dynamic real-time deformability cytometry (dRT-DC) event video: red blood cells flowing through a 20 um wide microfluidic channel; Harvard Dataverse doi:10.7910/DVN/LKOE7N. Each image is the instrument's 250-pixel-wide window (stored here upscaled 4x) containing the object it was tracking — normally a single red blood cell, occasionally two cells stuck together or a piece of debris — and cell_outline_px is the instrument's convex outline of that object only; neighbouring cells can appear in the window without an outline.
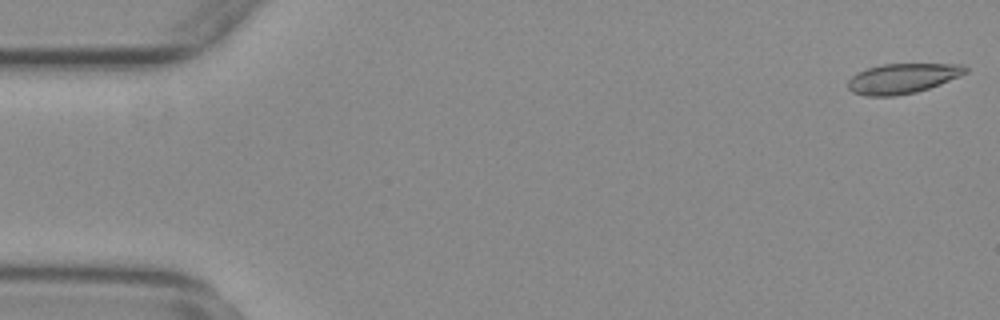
{"species": "common noctule bat (a hibernating species)", "species_latin": "Nyctalus noctula", "temperature_condition": "warm", "stored_images_in_passage": 37, "camera_frame_rate_fps": 3000, "um_per_image_px": 0.085, "animal": {"sex": "female", "body_mass_g": 29.2, "forearm_length_mm": 56.3}, "frame": {"image": 1, "passage_image": 1, "time_ms": 0.0, "image_size_px": [1000, 320], "cell_outline_px": [[968, 72], [960, 76], [940, 84], [916, 92], [892, 96], [864, 96], [852, 92], [848, 88], [848, 80], [856, 72], [880, 64], [964, 64], [968, 68]], "centroid_in_image_um": [76.7, 6.66], "position_along_channel_um": 8.3, "area_um2": 20.63}}
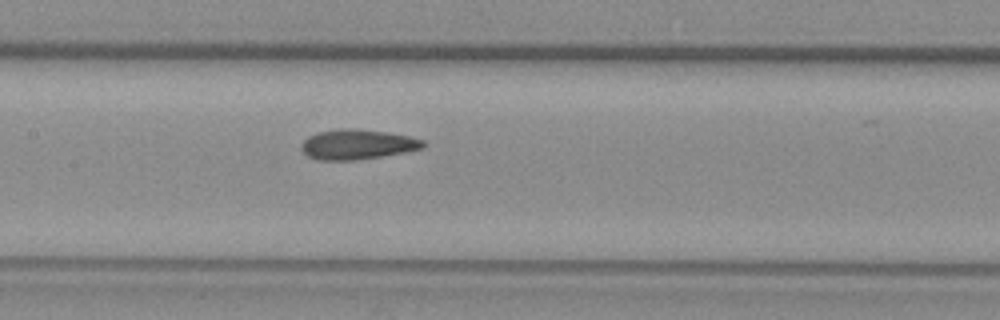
{"frame": {"image": 2, "passage_image": 26, "time_ms": 8.333, "image_size_px": [1000, 320], "cell_outline_px": [[428, 144], [424, 148], [404, 152], [356, 160], [316, 160], [308, 156], [300, 148], [304, 140], [308, 136], [316, 132], [340, 128], [356, 128], [388, 132], [408, 136], [424, 140]], "centroid_in_image_um": [30.38, 12.26], "position_along_channel_um": 177.0, "area_um2": 21.44}}
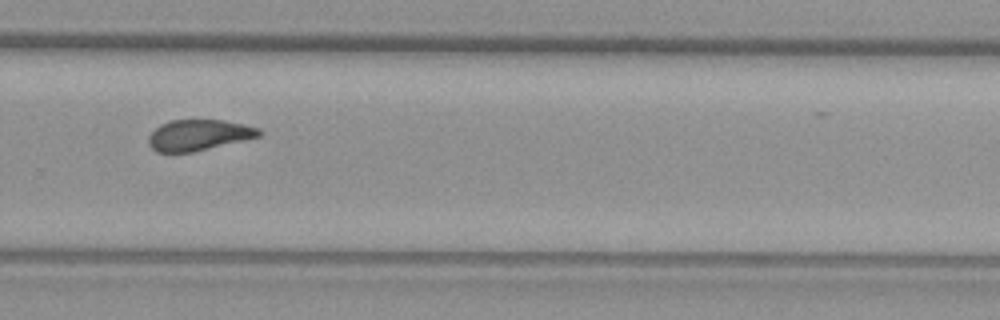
{"frame": {"image": 3, "passage_image": 37, "time_ms": 12.0, "image_size_px": [1000, 320], "cell_outline_px": [[260, 136], [192, 152], [156, 152], [148, 144], [148, 136], [160, 124], [172, 120], [224, 120], [260, 128]], "centroid_in_image_um": [16.85, 11.48], "position_along_channel_um": 312.9, "area_um2": 19.65}}